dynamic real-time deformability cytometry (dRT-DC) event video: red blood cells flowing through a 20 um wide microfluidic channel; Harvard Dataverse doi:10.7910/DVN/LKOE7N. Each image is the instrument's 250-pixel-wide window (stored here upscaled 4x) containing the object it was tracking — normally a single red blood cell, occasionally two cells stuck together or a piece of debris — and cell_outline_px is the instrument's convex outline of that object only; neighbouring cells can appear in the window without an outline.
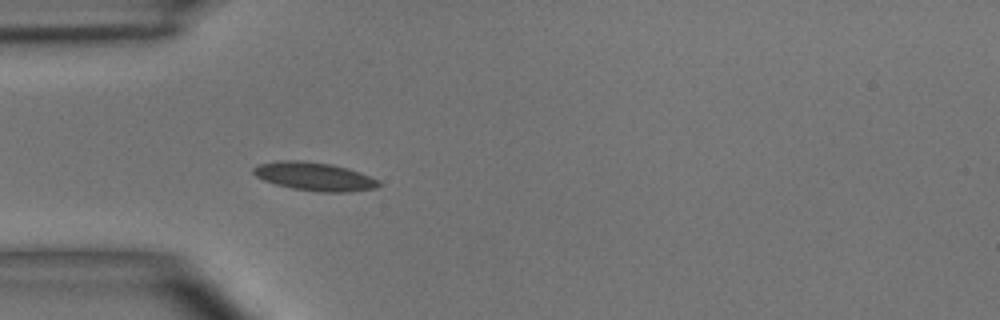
{"species": "common noctule bat (a hibernating species)", "species_latin": "Nyctalus noctula", "temperature_condition": "room temperature", "stored_images_in_passage": 3, "camera_frame_rate_fps": 3000, "um_per_image_px": 0.085, "animal": {"sex": "male", "body_mass_g": 15.6}, "frame": {"image": 1, "passage_image": 3, "time_ms": 3.333, "image_size_px": [1000, 320], "cell_outline_px": [[380, 184], [376, 188], [348, 192], [320, 192], [292, 188], [276, 184], [264, 180], [256, 176], [252, 172], [252, 168], [260, 164], [280, 160], [304, 160], [332, 164], [348, 168], [360, 172], [376, 180]], "centroid_in_image_um": [26.7, 14.99], "position_along_channel_um": 58.3, "area_um2": 20.63}}